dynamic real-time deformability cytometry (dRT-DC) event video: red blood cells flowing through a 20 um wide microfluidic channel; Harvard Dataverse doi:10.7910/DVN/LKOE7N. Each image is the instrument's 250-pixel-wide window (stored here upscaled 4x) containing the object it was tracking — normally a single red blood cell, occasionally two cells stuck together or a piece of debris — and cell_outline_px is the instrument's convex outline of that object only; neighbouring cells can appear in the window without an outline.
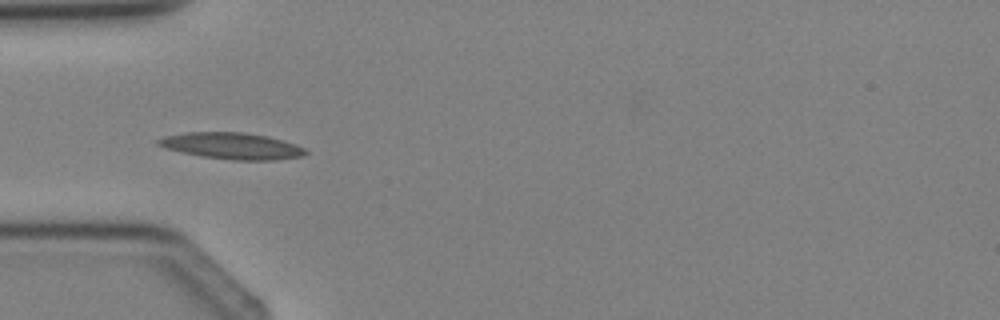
{"species": "Egyptian fruit bat (a non-hibernating species)", "species_latin": "Rousettus aegyptiacus", "temperature_condition": "cold", "stored_images_in_passage": 3, "camera_frame_rate_fps": 3000, "um_per_image_px": 0.085, "animal": {"sex": "female"}, "frame": {"image": 1, "passage_image": 3, "time_ms": 3.0, "image_size_px": [1000, 320], "cell_outline_px": [[308, 152], [304, 156], [276, 160], [232, 160], [204, 156], [164, 148], [156, 144], [156, 140], [164, 136], [188, 132], [244, 132], [268, 136], [296, 144], [304, 148]], "centroid_in_image_um": [19.74, 12.4], "position_along_channel_um": 65.3, "area_um2": 22.66}}